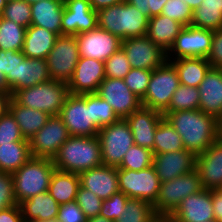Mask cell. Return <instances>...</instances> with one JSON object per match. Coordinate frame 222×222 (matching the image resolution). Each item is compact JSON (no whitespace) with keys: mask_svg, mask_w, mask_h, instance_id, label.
Returning a JSON list of instances; mask_svg holds the SVG:
<instances>
[{"mask_svg":"<svg viewBox=\"0 0 222 222\" xmlns=\"http://www.w3.org/2000/svg\"><path fill=\"white\" fill-rule=\"evenodd\" d=\"M163 118L161 112L143 106L126 117L133 134L134 144L150 149L154 154V135Z\"/></svg>","mask_w":222,"mask_h":222,"instance_id":"20","label":"cell"},{"mask_svg":"<svg viewBox=\"0 0 222 222\" xmlns=\"http://www.w3.org/2000/svg\"><path fill=\"white\" fill-rule=\"evenodd\" d=\"M0 222H24L19 204L0 210Z\"/></svg>","mask_w":222,"mask_h":222,"instance_id":"52","label":"cell"},{"mask_svg":"<svg viewBox=\"0 0 222 222\" xmlns=\"http://www.w3.org/2000/svg\"><path fill=\"white\" fill-rule=\"evenodd\" d=\"M28 4H33L36 2H40V1H45V0H25Z\"/></svg>","mask_w":222,"mask_h":222,"instance_id":"63","label":"cell"},{"mask_svg":"<svg viewBox=\"0 0 222 222\" xmlns=\"http://www.w3.org/2000/svg\"><path fill=\"white\" fill-rule=\"evenodd\" d=\"M132 68L154 70L167 61V52L147 35L122 40L121 47Z\"/></svg>","mask_w":222,"mask_h":222,"instance_id":"13","label":"cell"},{"mask_svg":"<svg viewBox=\"0 0 222 222\" xmlns=\"http://www.w3.org/2000/svg\"><path fill=\"white\" fill-rule=\"evenodd\" d=\"M190 25L212 31L222 28V0H203L193 11Z\"/></svg>","mask_w":222,"mask_h":222,"instance_id":"34","label":"cell"},{"mask_svg":"<svg viewBox=\"0 0 222 222\" xmlns=\"http://www.w3.org/2000/svg\"><path fill=\"white\" fill-rule=\"evenodd\" d=\"M8 111L19 125L22 136L27 140H30L35 133L41 130L50 118L46 112L19 105L12 98Z\"/></svg>","mask_w":222,"mask_h":222,"instance_id":"30","label":"cell"},{"mask_svg":"<svg viewBox=\"0 0 222 222\" xmlns=\"http://www.w3.org/2000/svg\"><path fill=\"white\" fill-rule=\"evenodd\" d=\"M126 2L135 6L150 19V8H148V0H126Z\"/></svg>","mask_w":222,"mask_h":222,"instance_id":"56","label":"cell"},{"mask_svg":"<svg viewBox=\"0 0 222 222\" xmlns=\"http://www.w3.org/2000/svg\"><path fill=\"white\" fill-rule=\"evenodd\" d=\"M167 1L168 0H148V8H150V18L160 15Z\"/></svg>","mask_w":222,"mask_h":222,"instance_id":"55","label":"cell"},{"mask_svg":"<svg viewBox=\"0 0 222 222\" xmlns=\"http://www.w3.org/2000/svg\"><path fill=\"white\" fill-rule=\"evenodd\" d=\"M202 189L203 187L197 169L178 176L173 180L162 182L157 200L153 205L154 210L157 214L171 215L183 199Z\"/></svg>","mask_w":222,"mask_h":222,"instance_id":"8","label":"cell"},{"mask_svg":"<svg viewBox=\"0 0 222 222\" xmlns=\"http://www.w3.org/2000/svg\"><path fill=\"white\" fill-rule=\"evenodd\" d=\"M180 85L176 68L170 61L152 70L150 82L141 105L163 113Z\"/></svg>","mask_w":222,"mask_h":222,"instance_id":"6","label":"cell"},{"mask_svg":"<svg viewBox=\"0 0 222 222\" xmlns=\"http://www.w3.org/2000/svg\"><path fill=\"white\" fill-rule=\"evenodd\" d=\"M96 93L112 107L119 119H125L142 106L123 79L105 78Z\"/></svg>","mask_w":222,"mask_h":222,"instance_id":"15","label":"cell"},{"mask_svg":"<svg viewBox=\"0 0 222 222\" xmlns=\"http://www.w3.org/2000/svg\"><path fill=\"white\" fill-rule=\"evenodd\" d=\"M17 67V51L0 50V93L15 92V68Z\"/></svg>","mask_w":222,"mask_h":222,"instance_id":"40","label":"cell"},{"mask_svg":"<svg viewBox=\"0 0 222 222\" xmlns=\"http://www.w3.org/2000/svg\"><path fill=\"white\" fill-rule=\"evenodd\" d=\"M151 222H177V220L169 214H157Z\"/></svg>","mask_w":222,"mask_h":222,"instance_id":"58","label":"cell"},{"mask_svg":"<svg viewBox=\"0 0 222 222\" xmlns=\"http://www.w3.org/2000/svg\"><path fill=\"white\" fill-rule=\"evenodd\" d=\"M153 164V152L134 144L124 156L118 168L139 171Z\"/></svg>","mask_w":222,"mask_h":222,"instance_id":"41","label":"cell"},{"mask_svg":"<svg viewBox=\"0 0 222 222\" xmlns=\"http://www.w3.org/2000/svg\"><path fill=\"white\" fill-rule=\"evenodd\" d=\"M31 158L29 141L0 145V171L13 174Z\"/></svg>","mask_w":222,"mask_h":222,"instance_id":"33","label":"cell"},{"mask_svg":"<svg viewBox=\"0 0 222 222\" xmlns=\"http://www.w3.org/2000/svg\"><path fill=\"white\" fill-rule=\"evenodd\" d=\"M218 124V138L222 139V115L217 119Z\"/></svg>","mask_w":222,"mask_h":222,"instance_id":"61","label":"cell"},{"mask_svg":"<svg viewBox=\"0 0 222 222\" xmlns=\"http://www.w3.org/2000/svg\"><path fill=\"white\" fill-rule=\"evenodd\" d=\"M196 169L204 189L222 188V139L218 138L206 151L197 155Z\"/></svg>","mask_w":222,"mask_h":222,"instance_id":"22","label":"cell"},{"mask_svg":"<svg viewBox=\"0 0 222 222\" xmlns=\"http://www.w3.org/2000/svg\"><path fill=\"white\" fill-rule=\"evenodd\" d=\"M63 0H45L31 4V25L62 35Z\"/></svg>","mask_w":222,"mask_h":222,"instance_id":"27","label":"cell"},{"mask_svg":"<svg viewBox=\"0 0 222 222\" xmlns=\"http://www.w3.org/2000/svg\"><path fill=\"white\" fill-rule=\"evenodd\" d=\"M154 139V154L184 150L181 136L165 118L159 122Z\"/></svg>","mask_w":222,"mask_h":222,"instance_id":"35","label":"cell"},{"mask_svg":"<svg viewBox=\"0 0 222 222\" xmlns=\"http://www.w3.org/2000/svg\"><path fill=\"white\" fill-rule=\"evenodd\" d=\"M200 93L197 87L179 85L171 97L169 107L164 112L198 110Z\"/></svg>","mask_w":222,"mask_h":222,"instance_id":"39","label":"cell"},{"mask_svg":"<svg viewBox=\"0 0 222 222\" xmlns=\"http://www.w3.org/2000/svg\"><path fill=\"white\" fill-rule=\"evenodd\" d=\"M103 165L118 168L129 149L134 145L133 134L126 119H118L99 129Z\"/></svg>","mask_w":222,"mask_h":222,"instance_id":"7","label":"cell"},{"mask_svg":"<svg viewBox=\"0 0 222 222\" xmlns=\"http://www.w3.org/2000/svg\"><path fill=\"white\" fill-rule=\"evenodd\" d=\"M6 3H7L6 0H0V16L3 13V10H4L5 6H6Z\"/></svg>","mask_w":222,"mask_h":222,"instance_id":"62","label":"cell"},{"mask_svg":"<svg viewBox=\"0 0 222 222\" xmlns=\"http://www.w3.org/2000/svg\"><path fill=\"white\" fill-rule=\"evenodd\" d=\"M184 1H186L187 4L191 7V9L194 11L200 6L203 0H184Z\"/></svg>","mask_w":222,"mask_h":222,"instance_id":"60","label":"cell"},{"mask_svg":"<svg viewBox=\"0 0 222 222\" xmlns=\"http://www.w3.org/2000/svg\"><path fill=\"white\" fill-rule=\"evenodd\" d=\"M79 187V174L55 169L50 180L48 193L61 205L75 201Z\"/></svg>","mask_w":222,"mask_h":222,"instance_id":"31","label":"cell"},{"mask_svg":"<svg viewBox=\"0 0 222 222\" xmlns=\"http://www.w3.org/2000/svg\"><path fill=\"white\" fill-rule=\"evenodd\" d=\"M62 35L76 36L89 32L98 26L97 11L93 10L89 0H63Z\"/></svg>","mask_w":222,"mask_h":222,"instance_id":"17","label":"cell"},{"mask_svg":"<svg viewBox=\"0 0 222 222\" xmlns=\"http://www.w3.org/2000/svg\"><path fill=\"white\" fill-rule=\"evenodd\" d=\"M212 206L214 219L217 222H222V188L212 189Z\"/></svg>","mask_w":222,"mask_h":222,"instance_id":"53","label":"cell"},{"mask_svg":"<svg viewBox=\"0 0 222 222\" xmlns=\"http://www.w3.org/2000/svg\"><path fill=\"white\" fill-rule=\"evenodd\" d=\"M19 205L24 222H47L56 220L60 207L48 192L32 196Z\"/></svg>","mask_w":222,"mask_h":222,"instance_id":"26","label":"cell"},{"mask_svg":"<svg viewBox=\"0 0 222 222\" xmlns=\"http://www.w3.org/2000/svg\"><path fill=\"white\" fill-rule=\"evenodd\" d=\"M117 176L119 191L129 198L155 204L161 182L153 166L139 171L117 168Z\"/></svg>","mask_w":222,"mask_h":222,"instance_id":"9","label":"cell"},{"mask_svg":"<svg viewBox=\"0 0 222 222\" xmlns=\"http://www.w3.org/2000/svg\"><path fill=\"white\" fill-rule=\"evenodd\" d=\"M51 80L46 59L26 58L22 51H17L15 68V91L32 87Z\"/></svg>","mask_w":222,"mask_h":222,"instance_id":"25","label":"cell"},{"mask_svg":"<svg viewBox=\"0 0 222 222\" xmlns=\"http://www.w3.org/2000/svg\"><path fill=\"white\" fill-rule=\"evenodd\" d=\"M104 79L105 69L103 61L80 57L71 80L67 85L70 94L96 93Z\"/></svg>","mask_w":222,"mask_h":222,"instance_id":"18","label":"cell"},{"mask_svg":"<svg viewBox=\"0 0 222 222\" xmlns=\"http://www.w3.org/2000/svg\"><path fill=\"white\" fill-rule=\"evenodd\" d=\"M183 28L184 25L178 21L160 14L149 19L146 35L165 52H168Z\"/></svg>","mask_w":222,"mask_h":222,"instance_id":"29","label":"cell"},{"mask_svg":"<svg viewBox=\"0 0 222 222\" xmlns=\"http://www.w3.org/2000/svg\"><path fill=\"white\" fill-rule=\"evenodd\" d=\"M104 69L105 78L124 79L132 67L125 51L120 48L104 62Z\"/></svg>","mask_w":222,"mask_h":222,"instance_id":"43","label":"cell"},{"mask_svg":"<svg viewBox=\"0 0 222 222\" xmlns=\"http://www.w3.org/2000/svg\"><path fill=\"white\" fill-rule=\"evenodd\" d=\"M57 36L56 33L43 27L30 25L26 28L22 53L26 58L46 59Z\"/></svg>","mask_w":222,"mask_h":222,"instance_id":"28","label":"cell"},{"mask_svg":"<svg viewBox=\"0 0 222 222\" xmlns=\"http://www.w3.org/2000/svg\"><path fill=\"white\" fill-rule=\"evenodd\" d=\"M80 185L93 192L102 200L119 191L117 168L100 165L79 174Z\"/></svg>","mask_w":222,"mask_h":222,"instance_id":"23","label":"cell"},{"mask_svg":"<svg viewBox=\"0 0 222 222\" xmlns=\"http://www.w3.org/2000/svg\"><path fill=\"white\" fill-rule=\"evenodd\" d=\"M162 114L181 136L184 149L196 156L206 151L218 139L217 119L200 109Z\"/></svg>","mask_w":222,"mask_h":222,"instance_id":"1","label":"cell"},{"mask_svg":"<svg viewBox=\"0 0 222 222\" xmlns=\"http://www.w3.org/2000/svg\"><path fill=\"white\" fill-rule=\"evenodd\" d=\"M93 10L98 11L103 8L110 7L112 5L126 2V0H89Z\"/></svg>","mask_w":222,"mask_h":222,"instance_id":"54","label":"cell"},{"mask_svg":"<svg viewBox=\"0 0 222 222\" xmlns=\"http://www.w3.org/2000/svg\"><path fill=\"white\" fill-rule=\"evenodd\" d=\"M26 28L0 16V50L22 51Z\"/></svg>","mask_w":222,"mask_h":222,"instance_id":"36","label":"cell"},{"mask_svg":"<svg viewBox=\"0 0 222 222\" xmlns=\"http://www.w3.org/2000/svg\"><path fill=\"white\" fill-rule=\"evenodd\" d=\"M80 57L105 62L122 47V40L114 34L96 27L94 30L76 35Z\"/></svg>","mask_w":222,"mask_h":222,"instance_id":"16","label":"cell"},{"mask_svg":"<svg viewBox=\"0 0 222 222\" xmlns=\"http://www.w3.org/2000/svg\"><path fill=\"white\" fill-rule=\"evenodd\" d=\"M75 201L87 219L99 215L103 203L102 199H100L90 190L83 188L81 185L78 188Z\"/></svg>","mask_w":222,"mask_h":222,"instance_id":"46","label":"cell"},{"mask_svg":"<svg viewBox=\"0 0 222 222\" xmlns=\"http://www.w3.org/2000/svg\"><path fill=\"white\" fill-rule=\"evenodd\" d=\"M57 222H87L85 214L76 201L61 204L56 218Z\"/></svg>","mask_w":222,"mask_h":222,"instance_id":"50","label":"cell"},{"mask_svg":"<svg viewBox=\"0 0 222 222\" xmlns=\"http://www.w3.org/2000/svg\"><path fill=\"white\" fill-rule=\"evenodd\" d=\"M199 109L218 119L222 115V71L211 67L198 86Z\"/></svg>","mask_w":222,"mask_h":222,"instance_id":"24","label":"cell"},{"mask_svg":"<svg viewBox=\"0 0 222 222\" xmlns=\"http://www.w3.org/2000/svg\"><path fill=\"white\" fill-rule=\"evenodd\" d=\"M53 163L58 170L76 174L103 165L99 138L70 136Z\"/></svg>","mask_w":222,"mask_h":222,"instance_id":"2","label":"cell"},{"mask_svg":"<svg viewBox=\"0 0 222 222\" xmlns=\"http://www.w3.org/2000/svg\"><path fill=\"white\" fill-rule=\"evenodd\" d=\"M16 204L12 174L0 171V210Z\"/></svg>","mask_w":222,"mask_h":222,"instance_id":"49","label":"cell"},{"mask_svg":"<svg viewBox=\"0 0 222 222\" xmlns=\"http://www.w3.org/2000/svg\"><path fill=\"white\" fill-rule=\"evenodd\" d=\"M128 199L129 197L121 191L114 193L110 198L103 200L99 215L112 221L117 220L124 213Z\"/></svg>","mask_w":222,"mask_h":222,"instance_id":"48","label":"cell"},{"mask_svg":"<svg viewBox=\"0 0 222 222\" xmlns=\"http://www.w3.org/2000/svg\"><path fill=\"white\" fill-rule=\"evenodd\" d=\"M170 61L177 70L180 84L189 87L198 88L212 67L207 58L190 57Z\"/></svg>","mask_w":222,"mask_h":222,"instance_id":"32","label":"cell"},{"mask_svg":"<svg viewBox=\"0 0 222 222\" xmlns=\"http://www.w3.org/2000/svg\"><path fill=\"white\" fill-rule=\"evenodd\" d=\"M80 59L76 36H57L46 58L51 80L68 84Z\"/></svg>","mask_w":222,"mask_h":222,"instance_id":"10","label":"cell"},{"mask_svg":"<svg viewBox=\"0 0 222 222\" xmlns=\"http://www.w3.org/2000/svg\"><path fill=\"white\" fill-rule=\"evenodd\" d=\"M161 15L176 20L184 26H190L193 10L184 0H168L163 7Z\"/></svg>","mask_w":222,"mask_h":222,"instance_id":"45","label":"cell"},{"mask_svg":"<svg viewBox=\"0 0 222 222\" xmlns=\"http://www.w3.org/2000/svg\"><path fill=\"white\" fill-rule=\"evenodd\" d=\"M55 169L53 160L31 157L14 172L12 179L17 204L37 194L48 192Z\"/></svg>","mask_w":222,"mask_h":222,"instance_id":"4","label":"cell"},{"mask_svg":"<svg viewBox=\"0 0 222 222\" xmlns=\"http://www.w3.org/2000/svg\"><path fill=\"white\" fill-rule=\"evenodd\" d=\"M207 61L213 68H222V28L213 31L211 49Z\"/></svg>","mask_w":222,"mask_h":222,"instance_id":"51","label":"cell"},{"mask_svg":"<svg viewBox=\"0 0 222 222\" xmlns=\"http://www.w3.org/2000/svg\"><path fill=\"white\" fill-rule=\"evenodd\" d=\"M58 116L64 122L70 136H97L99 132V128L91 121L87 93L69 94Z\"/></svg>","mask_w":222,"mask_h":222,"instance_id":"11","label":"cell"},{"mask_svg":"<svg viewBox=\"0 0 222 222\" xmlns=\"http://www.w3.org/2000/svg\"><path fill=\"white\" fill-rule=\"evenodd\" d=\"M11 94L0 93V117L8 111Z\"/></svg>","mask_w":222,"mask_h":222,"instance_id":"57","label":"cell"},{"mask_svg":"<svg viewBox=\"0 0 222 222\" xmlns=\"http://www.w3.org/2000/svg\"><path fill=\"white\" fill-rule=\"evenodd\" d=\"M213 31L200 29L193 26H184L179 35L176 37L174 44L167 52V61L172 57L174 52L175 59L180 58H207L211 49Z\"/></svg>","mask_w":222,"mask_h":222,"instance_id":"14","label":"cell"},{"mask_svg":"<svg viewBox=\"0 0 222 222\" xmlns=\"http://www.w3.org/2000/svg\"><path fill=\"white\" fill-rule=\"evenodd\" d=\"M156 215L153 204L144 200L129 198L124 213L114 222H151Z\"/></svg>","mask_w":222,"mask_h":222,"instance_id":"37","label":"cell"},{"mask_svg":"<svg viewBox=\"0 0 222 222\" xmlns=\"http://www.w3.org/2000/svg\"><path fill=\"white\" fill-rule=\"evenodd\" d=\"M70 135L58 115L50 116L45 126L29 140L31 157L53 160Z\"/></svg>","mask_w":222,"mask_h":222,"instance_id":"12","label":"cell"},{"mask_svg":"<svg viewBox=\"0 0 222 222\" xmlns=\"http://www.w3.org/2000/svg\"><path fill=\"white\" fill-rule=\"evenodd\" d=\"M151 70L132 68L124 77L127 87L140 100L145 96L151 78Z\"/></svg>","mask_w":222,"mask_h":222,"instance_id":"44","label":"cell"},{"mask_svg":"<svg viewBox=\"0 0 222 222\" xmlns=\"http://www.w3.org/2000/svg\"><path fill=\"white\" fill-rule=\"evenodd\" d=\"M18 141L29 140L22 136L19 125L12 114L7 111L3 116L0 117V145L10 144Z\"/></svg>","mask_w":222,"mask_h":222,"instance_id":"47","label":"cell"},{"mask_svg":"<svg viewBox=\"0 0 222 222\" xmlns=\"http://www.w3.org/2000/svg\"><path fill=\"white\" fill-rule=\"evenodd\" d=\"M1 17L28 28L31 25V4L25 0L9 1L6 3Z\"/></svg>","mask_w":222,"mask_h":222,"instance_id":"42","label":"cell"},{"mask_svg":"<svg viewBox=\"0 0 222 222\" xmlns=\"http://www.w3.org/2000/svg\"><path fill=\"white\" fill-rule=\"evenodd\" d=\"M197 156L187 150L153 154V164L160 182H167L196 169Z\"/></svg>","mask_w":222,"mask_h":222,"instance_id":"19","label":"cell"},{"mask_svg":"<svg viewBox=\"0 0 222 222\" xmlns=\"http://www.w3.org/2000/svg\"><path fill=\"white\" fill-rule=\"evenodd\" d=\"M87 107H90L91 121L99 129L111 125L119 119L112 107L97 93H87Z\"/></svg>","mask_w":222,"mask_h":222,"instance_id":"38","label":"cell"},{"mask_svg":"<svg viewBox=\"0 0 222 222\" xmlns=\"http://www.w3.org/2000/svg\"><path fill=\"white\" fill-rule=\"evenodd\" d=\"M87 222H114V221L107 219L103 216L97 215L93 218L87 219Z\"/></svg>","mask_w":222,"mask_h":222,"instance_id":"59","label":"cell"},{"mask_svg":"<svg viewBox=\"0 0 222 222\" xmlns=\"http://www.w3.org/2000/svg\"><path fill=\"white\" fill-rule=\"evenodd\" d=\"M69 94L66 83L49 80L32 87L19 89L12 94L11 98L19 105L55 116L59 115Z\"/></svg>","mask_w":222,"mask_h":222,"instance_id":"5","label":"cell"},{"mask_svg":"<svg viewBox=\"0 0 222 222\" xmlns=\"http://www.w3.org/2000/svg\"><path fill=\"white\" fill-rule=\"evenodd\" d=\"M98 27L121 40L145 36L149 18L135 6L123 2L97 11Z\"/></svg>","mask_w":222,"mask_h":222,"instance_id":"3","label":"cell"},{"mask_svg":"<svg viewBox=\"0 0 222 222\" xmlns=\"http://www.w3.org/2000/svg\"><path fill=\"white\" fill-rule=\"evenodd\" d=\"M177 222H210L215 220L212 189H202L183 199L171 214Z\"/></svg>","mask_w":222,"mask_h":222,"instance_id":"21","label":"cell"}]
</instances>
